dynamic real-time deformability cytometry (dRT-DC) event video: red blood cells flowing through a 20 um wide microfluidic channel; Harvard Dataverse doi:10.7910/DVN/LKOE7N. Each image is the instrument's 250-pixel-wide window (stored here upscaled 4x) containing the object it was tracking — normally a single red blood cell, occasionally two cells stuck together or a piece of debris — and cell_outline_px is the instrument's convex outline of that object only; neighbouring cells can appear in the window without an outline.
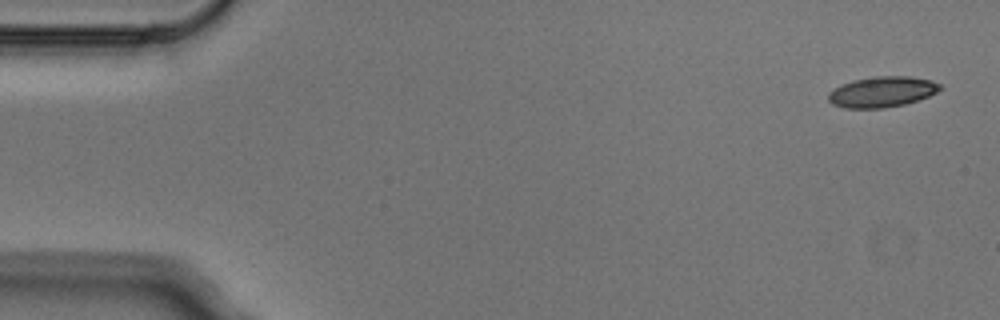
{"species": "Egyptian fruit bat (a non-hibernating species)", "species_latin": "Rousettus aegyptiacus", "temperature_condition": "cold", "stored_images_in_passage": 4, "camera_frame_rate_fps": 3000, "um_per_image_px": 0.085, "animal": {"sex": "male"}, "frame": {"image": 1, "passage_image": 1, "time_ms": 0.0, "image_size_px": [1000, 320], "cell_outline_px": [[944, 88], [928, 96], [904, 104], [884, 108], [844, 108], [832, 104], [828, 100], [828, 92], [840, 84], [852, 80], [876, 76], [912, 76], [932, 80], [940, 84]], "centroid_in_image_um": [74.96, 7.8], "position_along_channel_um": 10.0, "area_um2": 20.11}}
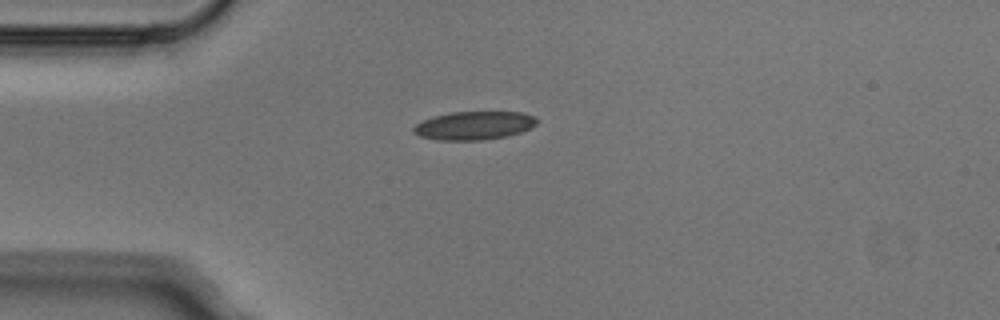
{"frame": {"image": 2, "passage_image": 4, "time_ms": 1.0, "image_size_px": [1000, 320], "cell_outline_px": [[540, 120], [532, 128], [508, 136], [484, 140], [436, 140], [420, 136], [412, 132], [412, 128], [416, 124], [432, 116], [452, 112], [524, 112], [536, 116]], "centroid_in_image_um": [40.33, 10.67], "position_along_channel_um": 44.7, "area_um2": 20.69}}